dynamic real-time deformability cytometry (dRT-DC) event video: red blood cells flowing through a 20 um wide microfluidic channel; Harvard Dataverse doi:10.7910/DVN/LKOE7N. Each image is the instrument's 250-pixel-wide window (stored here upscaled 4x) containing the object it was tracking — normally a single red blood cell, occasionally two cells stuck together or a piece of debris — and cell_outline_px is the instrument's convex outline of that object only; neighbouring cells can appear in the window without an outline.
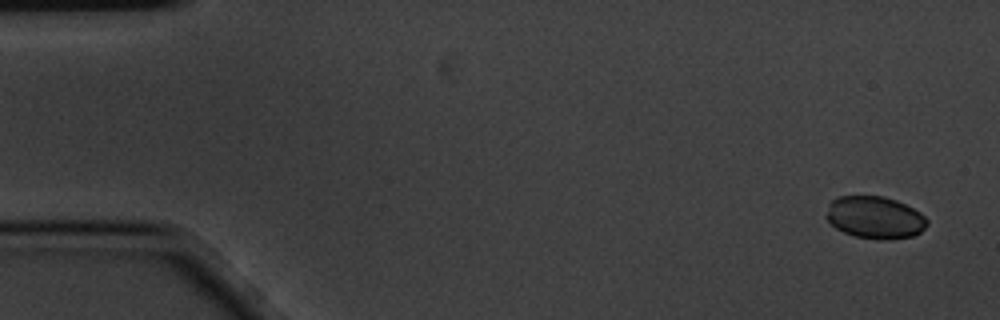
{"species": "common noctule bat (a hibernating species)", "species_latin": "Nyctalus noctula", "temperature_condition": "cold", "stored_images_in_passage": 5, "camera_frame_rate_fps": 3000, "um_per_image_px": 0.085, "animal": {"sex": "male", "body_mass_g": 20.1, "forearm_length_mm": 53.5}, "frame": {"image": 1, "passage_image": 1, "time_ms": 0.0, "image_size_px": [1000, 320], "cell_outline_px": [[928, 224], [920, 232], [912, 236], [888, 240], [856, 236], [844, 232], [836, 228], [824, 216], [828, 204], [832, 200], [840, 196], [884, 196], [896, 200], [920, 212], [928, 220]], "centroid_in_image_um": [74.36, 18.47], "position_along_channel_um": 10.6, "area_um2": 24.8}}